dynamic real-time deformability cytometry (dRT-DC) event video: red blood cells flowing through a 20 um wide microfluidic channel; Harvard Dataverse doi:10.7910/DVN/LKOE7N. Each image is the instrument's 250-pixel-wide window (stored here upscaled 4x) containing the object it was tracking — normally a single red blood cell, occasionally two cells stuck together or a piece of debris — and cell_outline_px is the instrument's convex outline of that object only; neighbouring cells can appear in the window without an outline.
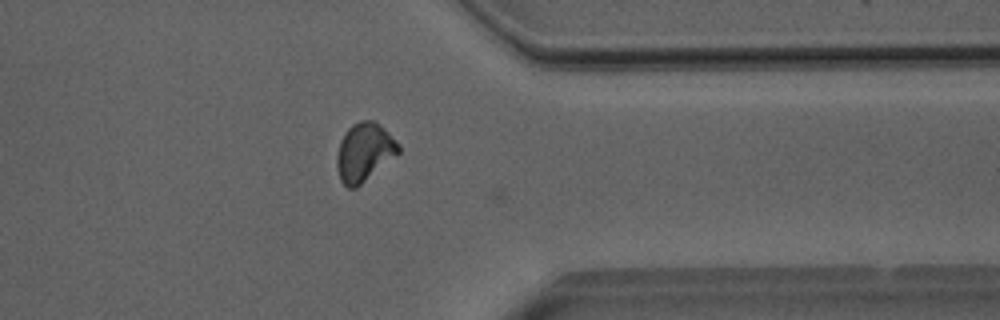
{"species": "Egyptian fruit bat (a non-hibernating species)", "species_latin": "Rousettus aegyptiacus", "temperature_condition": "room temperature", "stored_images_in_passage": 34, "camera_frame_rate_fps": 3000, "um_per_image_px": 0.085, "animal": {"sex": "male"}, "frame": {"image": 1, "passage_image": 31, "time_ms": 10.0, "image_size_px": [1000, 320], "cell_outline_px": [[400, 152], [356, 188], [348, 188], [340, 180], [336, 164], [336, 160], [340, 140], [344, 132], [352, 124], [360, 120], [376, 120], [400, 144]], "centroid_in_image_um": [30.96, 12.91], "position_along_channel_um": 380.4, "area_um2": 21.04}, "authors_computed_cell_mechanics": {"area_um2": 10.2017, "velocity_mm_per_s": 3.9873, "shape_relaxation_time_tau1_ms": null, "shape_relaxation_time_tau2_ms": 1.8702, "deformation_change_tau1": null, "deformation_change_tau2": 0.0793}}